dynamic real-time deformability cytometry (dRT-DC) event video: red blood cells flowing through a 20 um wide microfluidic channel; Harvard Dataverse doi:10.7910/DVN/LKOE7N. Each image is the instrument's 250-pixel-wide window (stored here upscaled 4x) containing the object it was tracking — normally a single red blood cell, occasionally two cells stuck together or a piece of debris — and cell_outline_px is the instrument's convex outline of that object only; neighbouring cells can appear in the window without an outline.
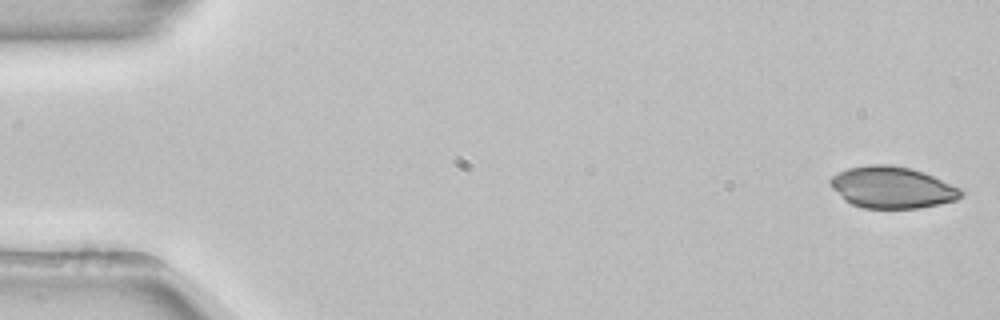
{"species": "common noctule bat (a hibernating species)", "species_latin": "Nyctalus noctula", "temperature_condition": "room temperature", "stored_images_in_passage": 52, "camera_frame_rate_fps": 3000, "um_per_image_px": 0.085, "animal": {"sex": "female", "body_mass_g": 22.7, "forearm_length_mm": 54.2}, "frame": {"image": 1, "passage_image": 1, "time_ms": 0.0, "image_size_px": [1000, 320], "cell_outline_px": [[964, 192], [956, 200], [940, 204], [920, 208], [864, 208], [852, 204], [844, 200], [828, 184], [828, 180], [832, 176], [848, 168], [868, 164], [888, 164], [908, 168], [932, 176], [960, 188]], "centroid_in_image_um": [75.79, 15.94], "position_along_channel_um": 9.2, "area_um2": 31.5}}
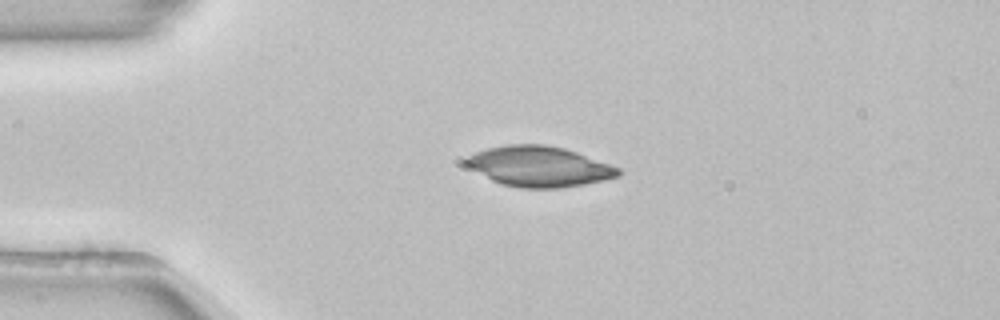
{"frame": {"image": 2, "passage_image": 12, "time_ms": 3.667, "image_size_px": [1000, 320], "cell_outline_px": [[620, 176], [604, 180], [584, 184], [556, 188], [520, 188], [500, 184], [492, 180], [464, 164], [464, 160], [468, 156], [476, 152], [488, 148], [508, 144], [544, 144], [564, 148], [576, 152], [620, 168]], "centroid_in_image_um": [45.82, 14.15], "position_along_channel_um": 39.2, "area_um2": 35.6}}
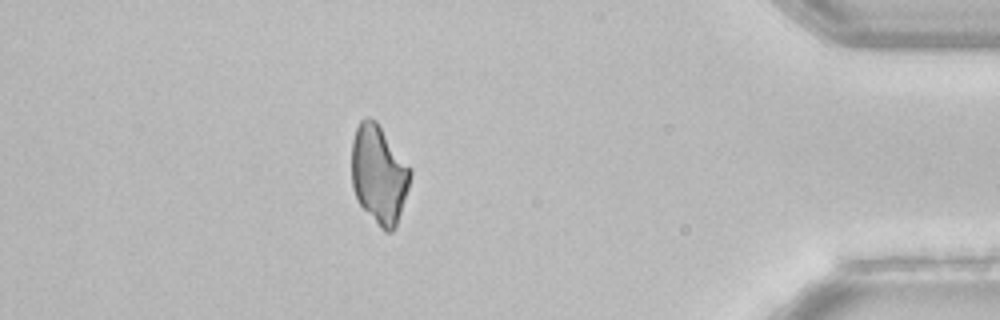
{"frame": {"image": 3, "passage_image": 46, "time_ms": 15.0, "image_size_px": [1000, 320], "cell_outline_px": [[412, 172], [408, 188], [396, 228], [392, 232], [384, 232], [380, 228], [360, 204], [352, 188], [352, 140], [356, 128], [360, 120], [364, 116], [368, 116], [376, 120], [412, 168]], "centroid_in_image_um": [32.21, 14.8], "position_along_channel_um": 403.0, "area_um2": 33.99}}